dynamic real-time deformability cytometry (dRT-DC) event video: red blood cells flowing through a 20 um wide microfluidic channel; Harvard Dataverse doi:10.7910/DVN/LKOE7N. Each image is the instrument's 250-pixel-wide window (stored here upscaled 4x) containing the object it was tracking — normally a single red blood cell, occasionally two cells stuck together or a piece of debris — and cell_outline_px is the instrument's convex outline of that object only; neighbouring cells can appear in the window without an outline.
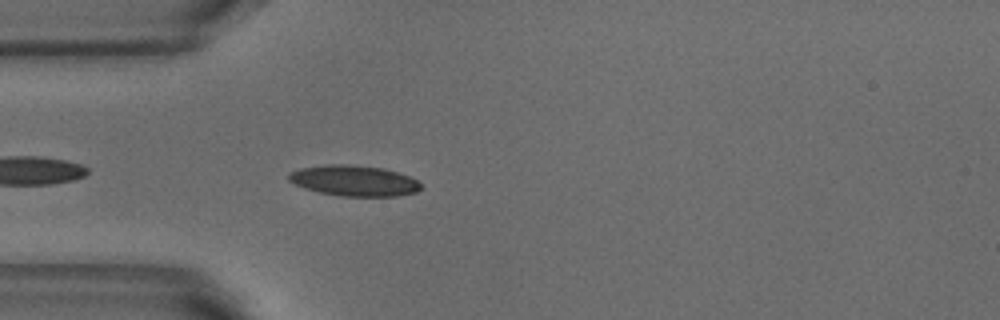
{"species": "common noctule bat (a hibernating species)", "species_latin": "Nyctalus noctula", "temperature_condition": "warm", "stored_images_in_passage": 1, "camera_frame_rate_fps": 3000, "um_per_image_px": 0.085, "animal": {"sex": "male", "body_mass_g": 18.8}, "frame": {"image": 1, "passage_image": 1, "time_ms": 0.0, "image_size_px": [1000, 320], "cell_outline_px": [[424, 188], [416, 192], [396, 196], [340, 196], [320, 192], [304, 188], [288, 180], [288, 172], [300, 168], [324, 164], [348, 164], [384, 168], [408, 176], [416, 180]], "centroid_in_image_um": [30.08, 15.35], "position_along_channel_um": 54.9, "area_um2": 23.7}}